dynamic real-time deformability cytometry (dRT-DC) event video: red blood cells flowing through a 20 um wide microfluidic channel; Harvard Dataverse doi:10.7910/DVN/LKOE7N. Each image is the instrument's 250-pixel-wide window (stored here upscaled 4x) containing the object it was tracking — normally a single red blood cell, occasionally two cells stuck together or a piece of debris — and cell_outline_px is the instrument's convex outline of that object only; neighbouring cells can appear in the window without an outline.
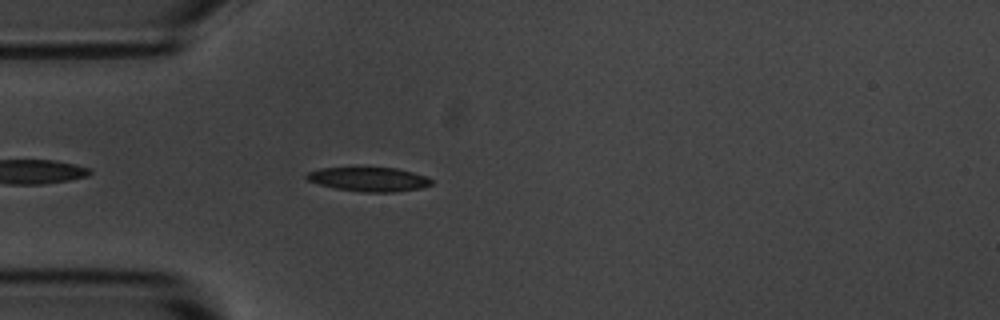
{"species": "common noctule bat (a hibernating species)", "species_latin": "Nyctalus noctula", "temperature_condition": "room temperature", "stored_images_in_passage": 1, "camera_frame_rate_fps": 3000, "um_per_image_px": 0.085, "animal": {"sex": "male", "body_mass_g": 20.1, "forearm_length_mm": 53.5}, "frame": {"image": 1, "passage_image": 1, "time_ms": 0.0, "image_size_px": [1000, 320], "cell_outline_px": [[432, 184], [420, 188], [392, 192], [364, 192], [336, 188], [320, 184], [308, 180], [304, 176], [308, 172], [320, 168], [396, 168], [412, 172], [424, 176], [432, 180]], "centroid_in_image_um": [31.34, 15.24], "position_along_channel_um": 53.7, "area_um2": 17.22}}